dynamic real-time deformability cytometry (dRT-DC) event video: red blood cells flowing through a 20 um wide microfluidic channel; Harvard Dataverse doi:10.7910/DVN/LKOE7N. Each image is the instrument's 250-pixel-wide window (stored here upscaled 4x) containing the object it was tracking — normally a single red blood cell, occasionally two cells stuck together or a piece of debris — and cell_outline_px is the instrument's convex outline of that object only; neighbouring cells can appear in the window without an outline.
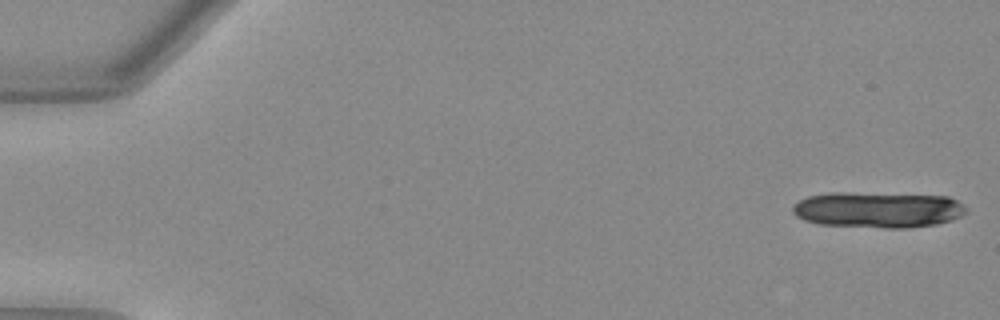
{"species": "Egyptian fruit bat (a non-hibernating species)", "species_latin": "Rousettus aegyptiacus", "temperature_condition": "warm", "stored_images_in_passage": 14, "camera_frame_rate_fps": 3000, "um_per_image_px": 0.085, "animal": {"sex": "female"}, "frame": {"image": 1, "passage_image": 1, "time_ms": 0.0, "image_size_px": [1000, 320], "cell_outline_px": [[968, 212], [952, 220], [936, 224], [908, 228], [884, 228], [820, 224], [804, 220], [796, 216], [792, 212], [792, 208], [800, 200], [808, 196], [828, 192], [844, 192], [948, 196], [956, 200], [968, 208]], "centroid_in_image_um": [74.64, 17.83], "position_along_channel_um": 10.4, "area_um2": 36.47}}